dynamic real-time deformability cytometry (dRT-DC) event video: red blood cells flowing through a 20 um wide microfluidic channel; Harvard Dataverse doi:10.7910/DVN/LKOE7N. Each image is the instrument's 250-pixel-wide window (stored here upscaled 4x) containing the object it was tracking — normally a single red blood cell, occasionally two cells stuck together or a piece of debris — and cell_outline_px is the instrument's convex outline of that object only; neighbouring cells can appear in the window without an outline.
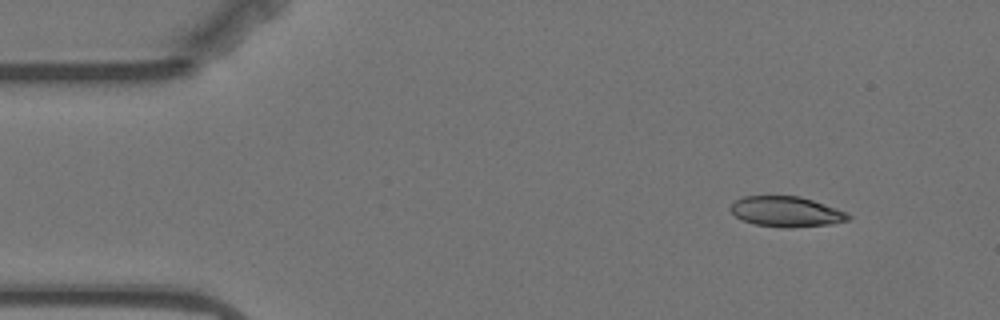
{"species": "Egyptian fruit bat (a non-hibernating species)", "species_latin": "Rousettus aegyptiacus", "temperature_condition": "warm", "stored_images_in_passage": 52, "camera_frame_rate_fps": 3000, "um_per_image_px": 0.085, "animal": {"sex": "female"}, "frame": {"image": 1, "passage_image": 1, "time_ms": 0.0, "image_size_px": [1000, 320], "cell_outline_px": [[852, 216], [848, 220], [832, 224], [788, 228], [780, 228], [756, 224], [744, 220], [736, 216], [728, 208], [736, 200], [744, 196], [800, 196], [848, 212]], "centroid_in_image_um": [66.86, 17.99], "position_along_channel_um": 18.1, "area_um2": 20.81}}
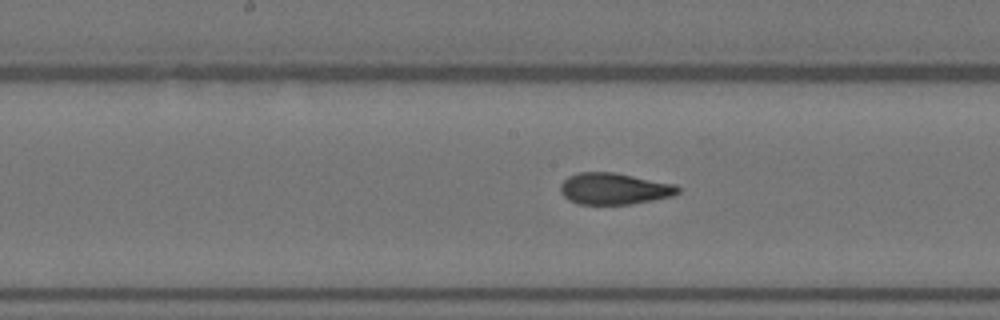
{"frame": {"image": 2, "passage_image": 23, "time_ms": 7.333, "image_size_px": [1000, 320], "cell_outline_px": [[680, 192], [672, 196], [632, 204], [580, 204], [568, 200], [560, 192], [560, 184], [568, 176], [580, 172], [612, 172], [676, 184], [680, 188]], "centroid_in_image_um": [52.2, 16.04], "position_along_channel_um": 196.0, "area_um2": 21.56}}
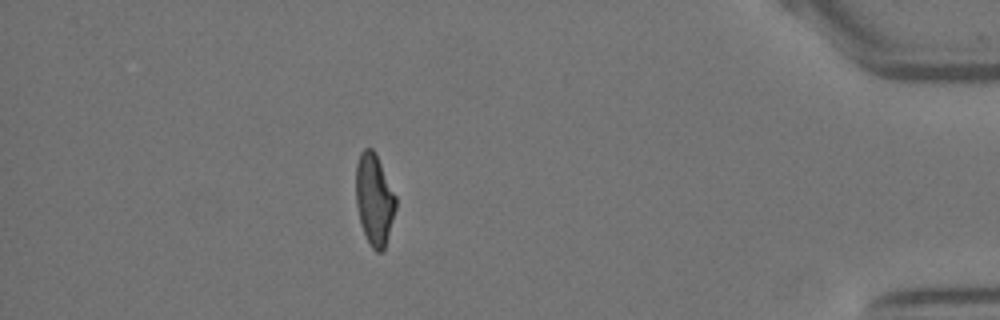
{"frame": {"image": 3, "passage_image": 45, "time_ms": 14.667, "image_size_px": [1000, 320], "cell_outline_px": [[396, 208], [384, 248], [380, 252], [376, 252], [372, 248], [364, 232], [360, 220], [356, 204], [356, 164], [360, 152], [364, 148], [372, 148], [376, 152], [396, 196]], "centroid_in_image_um": [31.81, 16.89], "position_along_channel_um": 403.4, "area_um2": 21.1}, "authors_computed_cell_mechanics": {"area_um2": 21.7328, "velocity_mm_per_s": 3.5233, "shape_relaxation_time_tau1_ms": null, "shape_relaxation_time_tau2_ms": 1.2446, "deformation_change_tau1": null, "deformation_change_tau2": 0.078}}